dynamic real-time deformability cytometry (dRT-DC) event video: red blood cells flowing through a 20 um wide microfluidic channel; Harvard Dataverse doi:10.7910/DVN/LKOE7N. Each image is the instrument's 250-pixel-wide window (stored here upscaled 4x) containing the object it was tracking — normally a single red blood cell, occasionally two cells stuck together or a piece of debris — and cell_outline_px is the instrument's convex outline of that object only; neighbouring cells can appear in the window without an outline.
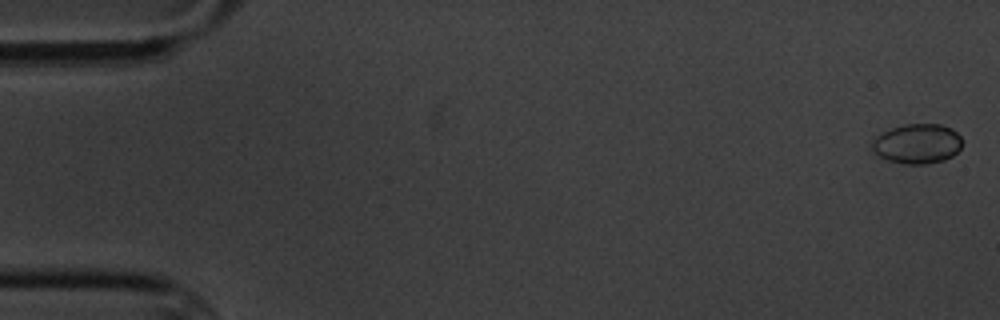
{"species": "common noctule bat (a hibernating species)", "species_latin": "Nyctalus noctula", "temperature_condition": "cold", "stored_images_in_passage": 6, "camera_frame_rate_fps": 3000, "um_per_image_px": 0.085, "animal": {"sex": "male", "body_mass_g": 20.1, "forearm_length_mm": 53.5}, "frame": {"image": 1, "passage_image": 1, "time_ms": 0.0, "image_size_px": [1000, 320], "cell_outline_px": [[960, 148], [952, 156], [944, 160], [928, 164], [904, 164], [888, 160], [872, 152], [868, 144], [876, 136], [892, 128], [904, 124], [940, 124], [952, 128], [960, 136]], "centroid_in_image_um": [77.92, 12.22], "position_along_channel_um": 7.1, "area_um2": 21.04}}
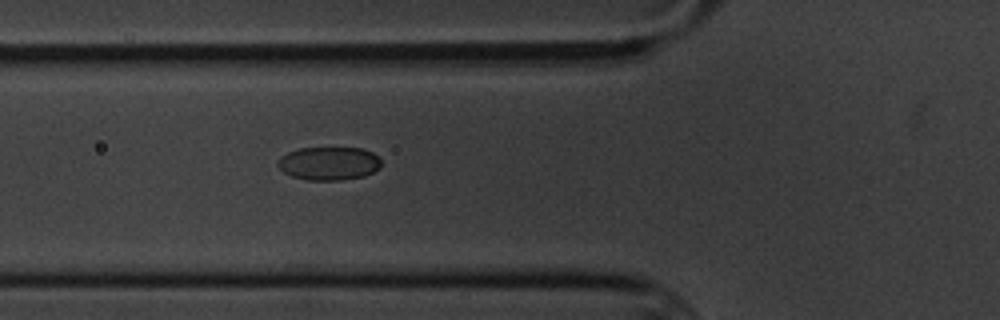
{"frame": {"image": 2, "passage_image": 6, "time_ms": 6.667, "image_size_px": [1000, 320], "cell_outline_px": [[380, 168], [364, 176], [340, 180], [308, 180], [292, 176], [284, 172], [276, 164], [280, 156], [288, 152], [300, 148], [364, 148], [372, 152], [380, 160]], "centroid_in_image_um": [27.94, 13.88], "position_along_channel_um": 97.9, "area_um2": 20.06}}